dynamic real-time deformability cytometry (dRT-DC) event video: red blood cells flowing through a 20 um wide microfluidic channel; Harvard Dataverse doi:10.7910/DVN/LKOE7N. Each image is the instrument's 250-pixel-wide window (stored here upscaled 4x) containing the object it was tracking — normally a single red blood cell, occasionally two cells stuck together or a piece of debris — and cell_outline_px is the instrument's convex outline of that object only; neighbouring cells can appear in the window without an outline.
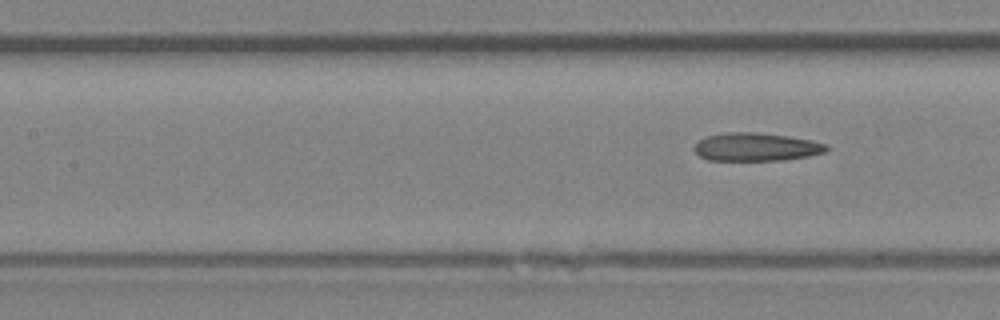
{"species": "Egyptian fruit bat (a non-hibernating species)", "species_latin": "Rousettus aegyptiacus", "temperature_condition": "room temperature", "stored_images_in_passage": 7, "segment_of_instrument_passage": [2, 2], "camera_frame_rate_fps": 3000, "um_per_image_px": 0.085, "animal": {"sex": "female"}, "frame": {"image": 1, "passage_image": 7, "time_ms": 7.667, "image_size_px": [1000, 320], "cell_outline_px": [[828, 148], [824, 152], [808, 156], [780, 160], [708, 160], [700, 156], [692, 148], [700, 140], [708, 136], [728, 132], [752, 132], [788, 136], [812, 140], [828, 144]], "centroid_in_image_um": [64.28, 12.49], "position_along_channel_um": 143.1, "area_um2": 21.5}}